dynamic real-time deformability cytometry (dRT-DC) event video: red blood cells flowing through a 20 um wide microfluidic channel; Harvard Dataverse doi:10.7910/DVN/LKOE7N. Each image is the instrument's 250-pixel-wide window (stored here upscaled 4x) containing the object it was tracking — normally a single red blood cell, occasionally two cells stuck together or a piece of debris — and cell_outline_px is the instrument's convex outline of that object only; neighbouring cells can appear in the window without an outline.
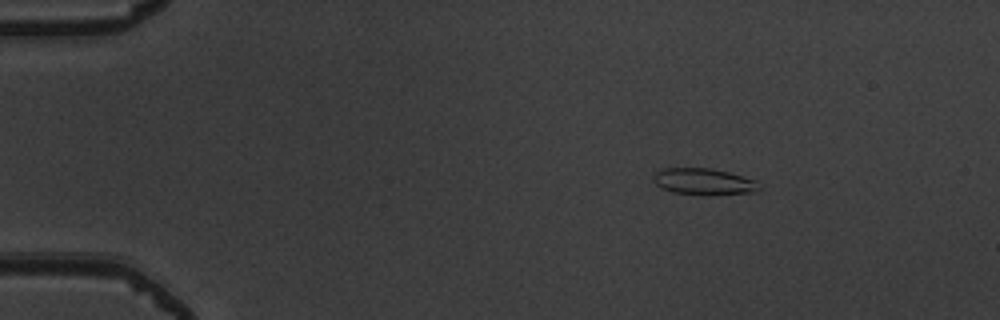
{"species": "common noctule bat (a hibernating species)", "species_latin": "Nyctalus noctula", "temperature_condition": "warm", "stored_images_in_passage": 51, "camera_frame_rate_fps": 3000, "um_per_image_px": 0.085, "animal": {"sex": "male", "body_mass_g": 19.5, "forearm_length_mm": 54.6}, "frame": {"image": 1, "passage_image": 8, "time_ms": 2.333, "image_size_px": [1000, 320], "cell_outline_px": [[760, 192], [716, 196], [704, 196], [672, 192], [660, 188], [652, 180], [652, 176], [660, 168], [712, 168], [728, 172], [756, 180], [760, 188]], "centroid_in_image_um": [59.83, 15.46], "position_along_channel_um": 25.2, "area_um2": 16.99}}
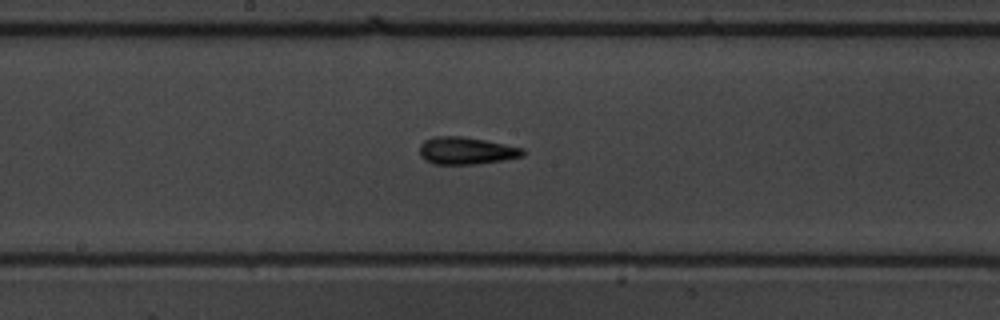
{"frame": {"image": 2, "passage_image": 28, "time_ms": 9.0, "image_size_px": [1000, 320], "cell_outline_px": [[524, 156], [476, 164], [432, 164], [424, 160], [420, 156], [420, 144], [424, 140], [436, 136], [460, 136], [484, 140], [524, 148]], "centroid_in_image_um": [39.59, 12.81], "position_along_channel_um": 208.6, "area_um2": 16.36}}
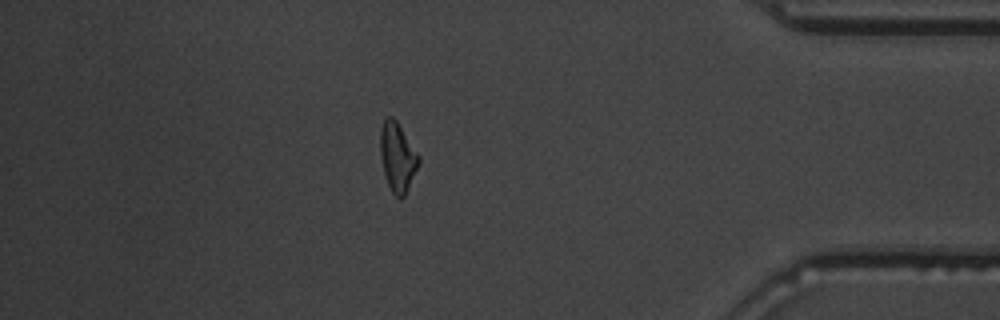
{"frame": {"image": 3, "passage_image": 45, "time_ms": 14.667, "image_size_px": [1000, 320], "cell_outline_px": [[420, 160], [408, 188], [404, 196], [400, 200], [392, 192], [388, 184], [384, 172], [380, 152], [380, 128], [384, 116], [392, 116], [396, 120], [420, 156]], "centroid_in_image_um": [33.77, 13.31], "position_along_channel_um": 401.4, "area_um2": 15.37}, "authors_computed_cell_mechanics": {"area_um2": 15.9528, "velocity_mm_per_s": 3.987, "shape_relaxation_time_tau1_ms": 3.6532, "shape_relaxation_time_tau2_ms": 1.8819, "deformation_change_tau1": 0.1691, "deformation_change_tau2": 0.117}}